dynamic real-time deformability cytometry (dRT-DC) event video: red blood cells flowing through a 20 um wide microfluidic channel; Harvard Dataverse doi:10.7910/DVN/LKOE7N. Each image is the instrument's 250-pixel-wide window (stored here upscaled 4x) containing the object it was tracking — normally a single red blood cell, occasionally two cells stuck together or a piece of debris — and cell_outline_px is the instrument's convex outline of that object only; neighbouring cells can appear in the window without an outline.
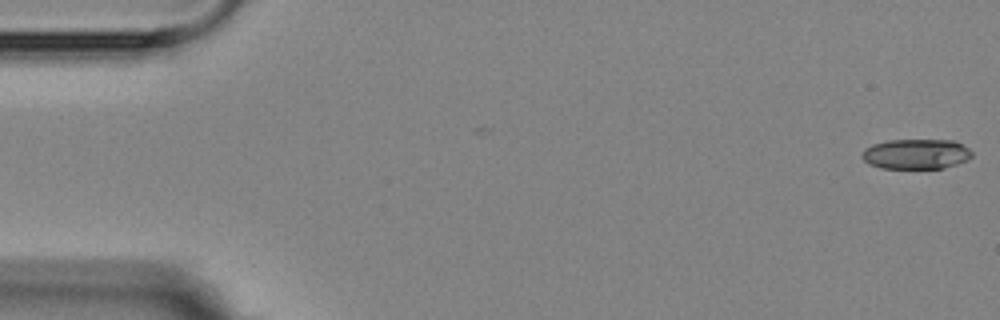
{"species": "Egyptian fruit bat (a non-hibernating species)", "species_latin": "Rousettus aegyptiacus", "temperature_condition": "room temperature", "stored_images_in_passage": 6, "segment_of_instrument_passage": [1, 2], "camera_frame_rate_fps": 3000, "um_per_image_px": 0.085, "animal": {"sex": "female"}, "frame": {"image": 1, "passage_image": 1, "time_ms": 0.0, "image_size_px": [1000, 320], "cell_outline_px": [[972, 156], [968, 160], [944, 168], [880, 168], [868, 164], [860, 156], [860, 152], [864, 148], [872, 144], [888, 140], [956, 140], [968, 148], [972, 152]], "centroid_in_image_um": [77.84, 13.08], "position_along_channel_um": 7.2, "area_um2": 19.54}}
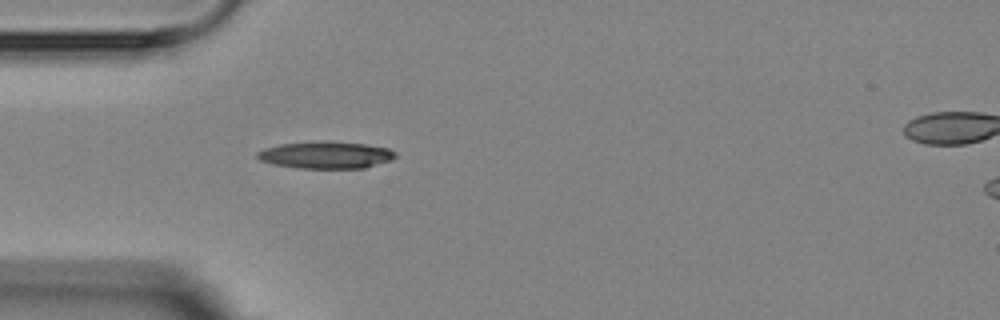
{"frame": {"image": 2, "passage_image": 5, "time_ms": 5.0, "image_size_px": [1000, 320], "cell_outline_px": [[396, 156], [392, 160], [364, 168], [296, 168], [272, 164], [260, 160], [256, 156], [256, 152], [264, 148], [284, 144], [364, 144], [388, 148], [396, 152]], "centroid_in_image_um": [27.71, 13.23], "position_along_channel_um": 57.3, "area_um2": 20.69}}